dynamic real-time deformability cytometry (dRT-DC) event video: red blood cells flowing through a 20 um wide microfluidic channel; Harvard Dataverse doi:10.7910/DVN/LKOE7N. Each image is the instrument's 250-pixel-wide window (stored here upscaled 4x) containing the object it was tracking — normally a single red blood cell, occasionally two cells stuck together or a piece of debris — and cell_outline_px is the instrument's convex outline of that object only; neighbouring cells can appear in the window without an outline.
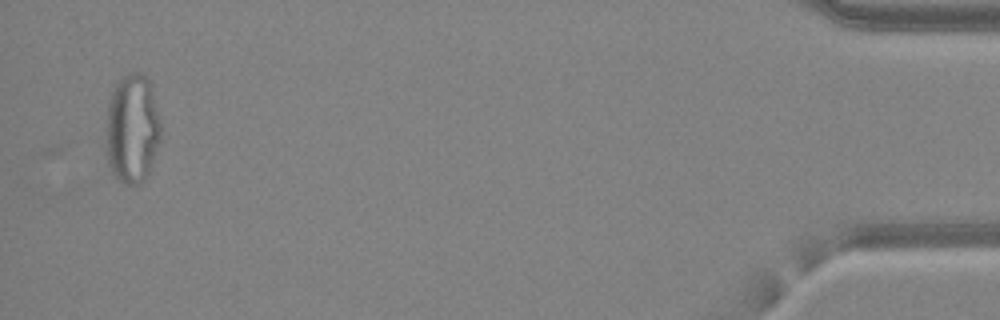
{"species": "common noctule bat (a hibernating species)", "species_latin": "Nyctalus noctula", "temperature_condition": "warm", "stored_images_in_passage": 47, "segment_of_instrument_passage": [3, 3], "camera_frame_rate_fps": 3000, "um_per_image_px": 0.085, "animal": {"sex": "female", "body_mass_g": 24.6, "forearm_length_mm": 56.2}, "frame": {"image": 1, "passage_image": 47, "time_ms": 15.333, "image_size_px": [1000, 320], "cell_outline_px": [[160, 140], [156, 152], [148, 172], [144, 180], [140, 184], [124, 184], [112, 176], [108, 164], [104, 144], [104, 136], [108, 104], [112, 88], [128, 72], [140, 72], [148, 80], [152, 88], [160, 120]], "centroid_in_image_um": [11.19, 10.97], "position_along_channel_um": 424.0, "area_um2": 35.6}}